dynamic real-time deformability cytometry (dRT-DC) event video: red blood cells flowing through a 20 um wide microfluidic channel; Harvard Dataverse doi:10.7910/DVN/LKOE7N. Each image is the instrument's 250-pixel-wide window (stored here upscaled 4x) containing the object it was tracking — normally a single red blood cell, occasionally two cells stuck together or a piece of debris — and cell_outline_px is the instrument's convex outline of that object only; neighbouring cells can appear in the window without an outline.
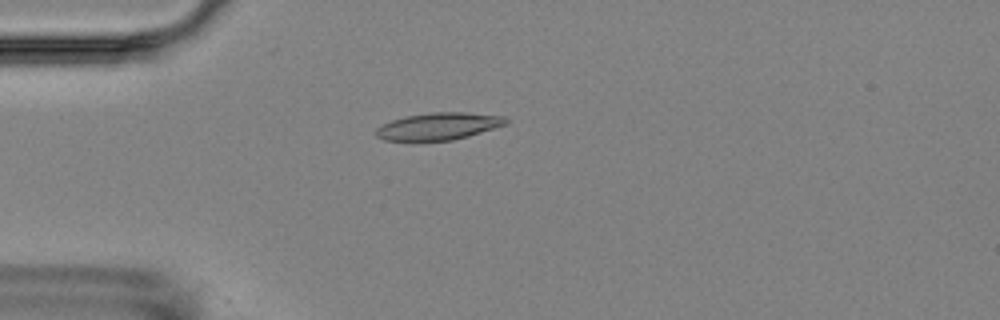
{"species": "Egyptian fruit bat (a non-hibernating species)", "species_latin": "Rousettus aegyptiacus", "temperature_condition": "room temperature", "stored_images_in_passage": 5, "camera_frame_rate_fps": 3000, "um_per_image_px": 0.085, "animal": {"sex": "female"}, "frame": {"image": 1, "passage_image": 5, "time_ms": 4.333, "image_size_px": [1000, 320], "cell_outline_px": [[508, 124], [468, 136], [452, 140], [384, 140], [376, 136], [376, 128], [392, 120], [404, 116], [432, 112], [464, 112], [504, 116], [508, 120]], "centroid_in_image_um": [37.3, 10.72], "position_along_channel_um": 47.7, "area_um2": 20.4}}